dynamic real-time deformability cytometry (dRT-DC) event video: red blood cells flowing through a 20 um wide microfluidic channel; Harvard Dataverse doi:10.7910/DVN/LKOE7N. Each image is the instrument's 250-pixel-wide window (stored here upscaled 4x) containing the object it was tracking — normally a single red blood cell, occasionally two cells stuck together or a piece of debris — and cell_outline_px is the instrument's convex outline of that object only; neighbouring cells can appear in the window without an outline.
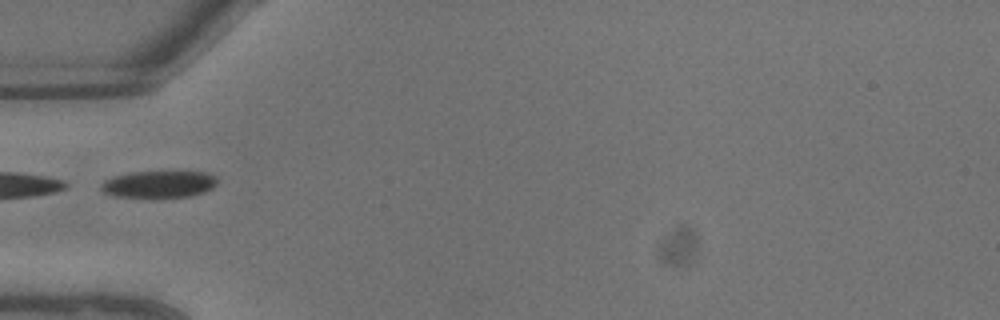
{"species": "common noctule bat (a hibernating species)", "species_latin": "Nyctalus noctula", "temperature_condition": "warm", "stored_images_in_passage": 3, "camera_frame_rate_fps": 3000, "um_per_image_px": 0.085, "animal": {"sex": "male", "body_mass_g": 13.3}, "frame": {"image": 1, "passage_image": 1, "time_ms": 0.0, "image_size_px": [1000, 320], "cell_outline_px": [[216, 184], [212, 188], [204, 192], [188, 196], [116, 196], [104, 192], [100, 188], [100, 184], [104, 180], [112, 176], [128, 172], [208, 172], [216, 176]], "centroid_in_image_um": [13.49, 15.63], "position_along_channel_um": 71.5, "area_um2": 17.92}}